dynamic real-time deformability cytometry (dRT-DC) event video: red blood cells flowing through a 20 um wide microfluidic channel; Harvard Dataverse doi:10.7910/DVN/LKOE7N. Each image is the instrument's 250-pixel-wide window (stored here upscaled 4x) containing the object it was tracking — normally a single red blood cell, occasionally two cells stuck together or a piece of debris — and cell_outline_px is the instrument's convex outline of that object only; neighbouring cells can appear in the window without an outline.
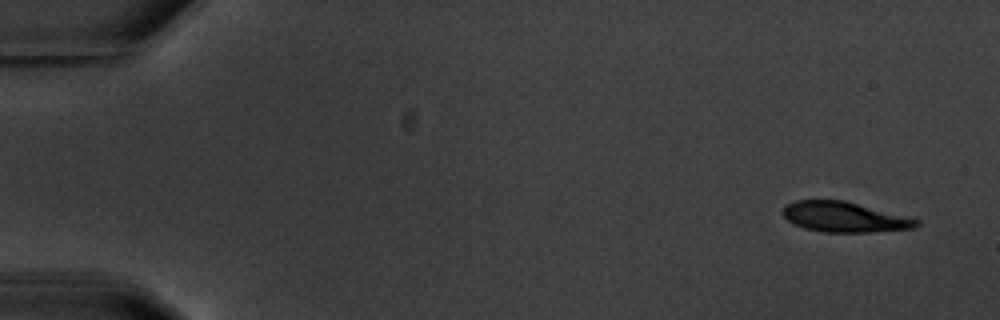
{"species": "common noctule bat (a hibernating species)", "species_latin": "Nyctalus noctula", "temperature_condition": "warm", "stored_images_in_passage": 6, "camera_frame_rate_fps": 3000, "um_per_image_px": 0.085, "animal": {"sex": "male", "body_mass_g": 20.1, "forearm_length_mm": 53.5}, "frame": {"image": 1, "passage_image": 1, "time_ms": 0.0, "image_size_px": [1000, 320], "cell_outline_px": [[920, 224], [916, 228], [868, 232], [824, 232], [804, 228], [792, 224], [784, 216], [784, 208], [788, 204], [796, 200], [844, 200], [916, 216], [920, 220]], "centroid_in_image_um": [71.92, 18.44], "position_along_channel_um": 13.1, "area_um2": 24.1}}